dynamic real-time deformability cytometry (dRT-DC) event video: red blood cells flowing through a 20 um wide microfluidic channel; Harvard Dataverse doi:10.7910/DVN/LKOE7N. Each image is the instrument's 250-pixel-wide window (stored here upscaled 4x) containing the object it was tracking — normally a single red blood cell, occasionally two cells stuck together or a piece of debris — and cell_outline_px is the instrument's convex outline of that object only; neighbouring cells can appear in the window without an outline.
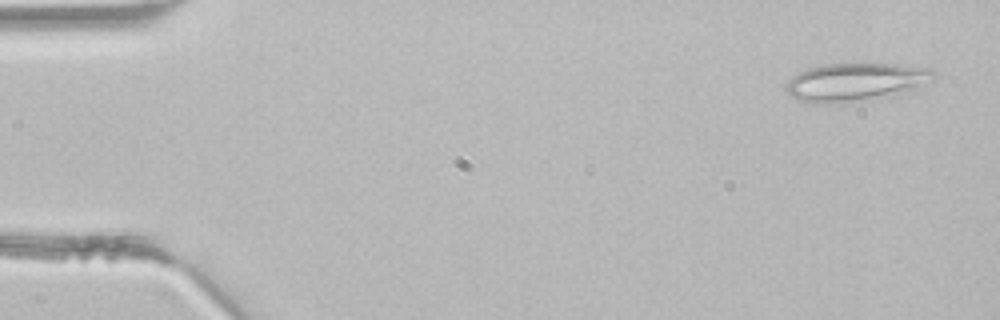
{"species": "common noctule bat (a hibernating species)", "species_latin": "Nyctalus noctula", "temperature_condition": "room temperature", "stored_images_in_passage": 3, "camera_frame_rate_fps": 3000, "um_per_image_px": 0.085, "animal": {"sex": "male", "body_mass_g": 21.5, "forearm_length_mm": 52.0}, "frame": {"image": 1, "passage_image": 1, "time_ms": 0.0, "image_size_px": [1000, 320], "cell_outline_px": [[936, 76], [932, 80], [916, 88], [872, 96], [824, 104], [800, 100], [788, 96], [784, 88], [784, 84], [792, 76], [808, 68], [824, 64], [892, 64], [928, 68], [936, 72]], "centroid_in_image_um": [72.62, 6.93], "position_along_channel_um": 12.4, "area_um2": 31.5}}